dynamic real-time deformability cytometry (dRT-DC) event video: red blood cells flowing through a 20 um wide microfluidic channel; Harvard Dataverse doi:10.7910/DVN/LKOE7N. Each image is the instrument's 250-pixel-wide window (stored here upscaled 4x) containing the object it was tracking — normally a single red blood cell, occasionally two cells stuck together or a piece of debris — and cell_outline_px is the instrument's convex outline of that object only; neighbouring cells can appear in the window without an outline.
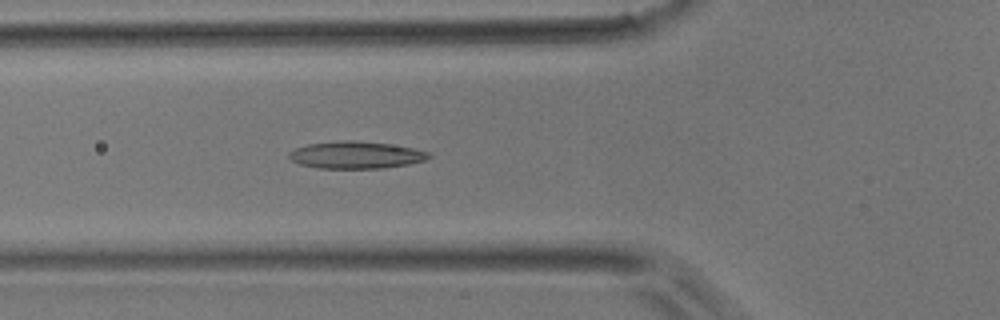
{"species": "common noctule bat (a hibernating species)", "species_latin": "Nyctalus noctula", "temperature_condition": "room temperature", "stored_images_in_passage": 45, "camera_frame_rate_fps": 3000, "um_per_image_px": 0.085, "animal": {"sex": "male", "body_mass_g": 17.9}, "frame": {"image": 1, "passage_image": 15, "time_ms": 4.667, "image_size_px": [1000, 320], "cell_outline_px": [[432, 156], [424, 160], [408, 164], [384, 168], [316, 168], [300, 164], [292, 160], [288, 156], [288, 152], [296, 148], [308, 144], [344, 140], [352, 140], [388, 144], [412, 148], [428, 152]], "centroid_in_image_um": [30.23, 13.18], "position_along_channel_um": 95.6, "area_um2": 21.91}}
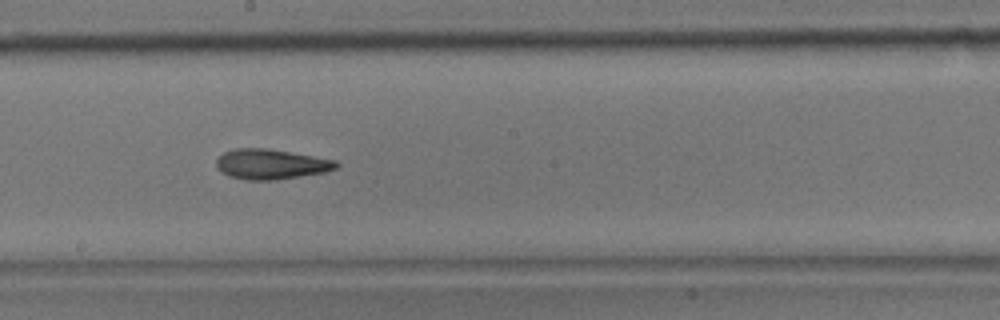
{"frame": {"image": 2, "passage_image": 24, "time_ms": 7.667, "image_size_px": [1000, 320], "cell_outline_px": [[340, 164], [336, 168], [324, 172], [276, 180], [244, 180], [228, 176], [220, 172], [216, 168], [216, 160], [224, 152], [236, 148], [268, 148], [336, 160]], "centroid_in_image_um": [23.0, 13.96], "position_along_channel_um": 225.2, "area_um2": 21.15}}
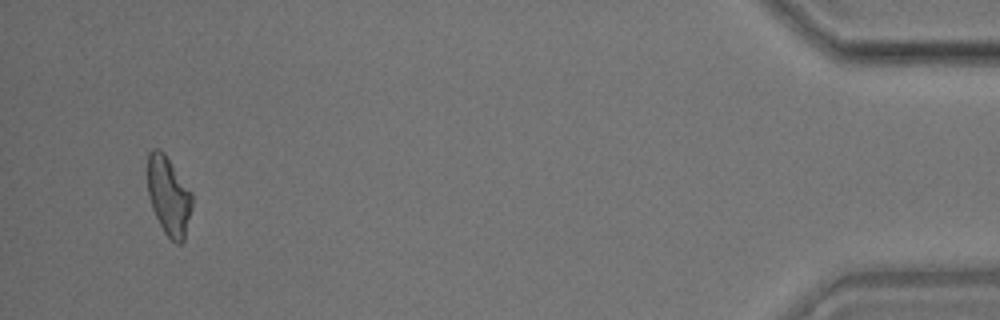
{"frame": {"image": 3, "passage_image": 43, "time_ms": 14.0, "image_size_px": [1000, 320], "cell_outline_px": [[192, 204], [184, 240], [180, 244], [176, 244], [164, 232], [152, 208], [148, 192], [148, 152], [152, 148], [160, 148], [164, 152], [192, 192]], "centroid_in_image_um": [14.34, 16.62], "position_along_channel_um": 420.9, "area_um2": 20.35}}